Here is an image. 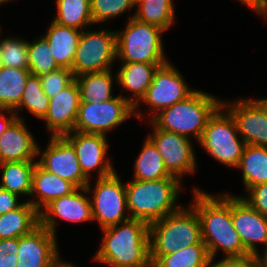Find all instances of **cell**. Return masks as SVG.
Masks as SVG:
<instances>
[{
	"mask_svg": "<svg viewBox=\"0 0 267 267\" xmlns=\"http://www.w3.org/2000/svg\"><path fill=\"white\" fill-rule=\"evenodd\" d=\"M236 169L243 173L246 192L251 187L267 183V147L246 145Z\"/></svg>",
	"mask_w": 267,
	"mask_h": 267,
	"instance_id": "26",
	"label": "cell"
},
{
	"mask_svg": "<svg viewBox=\"0 0 267 267\" xmlns=\"http://www.w3.org/2000/svg\"><path fill=\"white\" fill-rule=\"evenodd\" d=\"M102 231L94 261L109 267H152L148 223L130 218Z\"/></svg>",
	"mask_w": 267,
	"mask_h": 267,
	"instance_id": "2",
	"label": "cell"
},
{
	"mask_svg": "<svg viewBox=\"0 0 267 267\" xmlns=\"http://www.w3.org/2000/svg\"><path fill=\"white\" fill-rule=\"evenodd\" d=\"M36 163L37 160L0 163L2 169L0 187L18 196L30 197L32 173Z\"/></svg>",
	"mask_w": 267,
	"mask_h": 267,
	"instance_id": "28",
	"label": "cell"
},
{
	"mask_svg": "<svg viewBox=\"0 0 267 267\" xmlns=\"http://www.w3.org/2000/svg\"><path fill=\"white\" fill-rule=\"evenodd\" d=\"M31 42H28L27 57L28 70L32 75L40 76L60 68L52 56L47 40L43 36Z\"/></svg>",
	"mask_w": 267,
	"mask_h": 267,
	"instance_id": "34",
	"label": "cell"
},
{
	"mask_svg": "<svg viewBox=\"0 0 267 267\" xmlns=\"http://www.w3.org/2000/svg\"><path fill=\"white\" fill-rule=\"evenodd\" d=\"M194 90L188 86L179 70L168 61L155 71L152 83L145 96L134 107V116L140 119L143 116V111L139 110L140 103H145L148 106L149 115L152 118L160 110L184 100Z\"/></svg>",
	"mask_w": 267,
	"mask_h": 267,
	"instance_id": "9",
	"label": "cell"
},
{
	"mask_svg": "<svg viewBox=\"0 0 267 267\" xmlns=\"http://www.w3.org/2000/svg\"><path fill=\"white\" fill-rule=\"evenodd\" d=\"M3 67V64H2V58L0 56V69Z\"/></svg>",
	"mask_w": 267,
	"mask_h": 267,
	"instance_id": "48",
	"label": "cell"
},
{
	"mask_svg": "<svg viewBox=\"0 0 267 267\" xmlns=\"http://www.w3.org/2000/svg\"><path fill=\"white\" fill-rule=\"evenodd\" d=\"M148 124L152 125L154 131L147 137L162 156L166 170L180 181L185 174H194L197 170V162L191 138L157 129L150 121Z\"/></svg>",
	"mask_w": 267,
	"mask_h": 267,
	"instance_id": "12",
	"label": "cell"
},
{
	"mask_svg": "<svg viewBox=\"0 0 267 267\" xmlns=\"http://www.w3.org/2000/svg\"><path fill=\"white\" fill-rule=\"evenodd\" d=\"M246 145L267 147V113L255 99L222 101Z\"/></svg>",
	"mask_w": 267,
	"mask_h": 267,
	"instance_id": "17",
	"label": "cell"
},
{
	"mask_svg": "<svg viewBox=\"0 0 267 267\" xmlns=\"http://www.w3.org/2000/svg\"><path fill=\"white\" fill-rule=\"evenodd\" d=\"M76 189L73 183L46 171L36 163L32 173L30 192V196L34 198L28 202L40 212L51 201L69 195Z\"/></svg>",
	"mask_w": 267,
	"mask_h": 267,
	"instance_id": "21",
	"label": "cell"
},
{
	"mask_svg": "<svg viewBox=\"0 0 267 267\" xmlns=\"http://www.w3.org/2000/svg\"><path fill=\"white\" fill-rule=\"evenodd\" d=\"M56 16L53 21L62 26L84 30L93 26L90 0H56Z\"/></svg>",
	"mask_w": 267,
	"mask_h": 267,
	"instance_id": "31",
	"label": "cell"
},
{
	"mask_svg": "<svg viewBox=\"0 0 267 267\" xmlns=\"http://www.w3.org/2000/svg\"><path fill=\"white\" fill-rule=\"evenodd\" d=\"M18 238L0 239V267H16Z\"/></svg>",
	"mask_w": 267,
	"mask_h": 267,
	"instance_id": "40",
	"label": "cell"
},
{
	"mask_svg": "<svg viewBox=\"0 0 267 267\" xmlns=\"http://www.w3.org/2000/svg\"><path fill=\"white\" fill-rule=\"evenodd\" d=\"M28 40L16 37L0 39L2 64L11 68L28 69Z\"/></svg>",
	"mask_w": 267,
	"mask_h": 267,
	"instance_id": "35",
	"label": "cell"
},
{
	"mask_svg": "<svg viewBox=\"0 0 267 267\" xmlns=\"http://www.w3.org/2000/svg\"><path fill=\"white\" fill-rule=\"evenodd\" d=\"M49 100L42 89L40 76L31 74L26 82L20 104L14 110V113L20 119L18 112L27 109L32 115L42 119L48 111Z\"/></svg>",
	"mask_w": 267,
	"mask_h": 267,
	"instance_id": "33",
	"label": "cell"
},
{
	"mask_svg": "<svg viewBox=\"0 0 267 267\" xmlns=\"http://www.w3.org/2000/svg\"><path fill=\"white\" fill-rule=\"evenodd\" d=\"M121 181L116 171L108 177L97 178L90 201L93 220L99 223L101 229L130 219L125 183Z\"/></svg>",
	"mask_w": 267,
	"mask_h": 267,
	"instance_id": "11",
	"label": "cell"
},
{
	"mask_svg": "<svg viewBox=\"0 0 267 267\" xmlns=\"http://www.w3.org/2000/svg\"><path fill=\"white\" fill-rule=\"evenodd\" d=\"M40 78L42 89L49 99L55 97L75 80L72 70L66 68L44 73Z\"/></svg>",
	"mask_w": 267,
	"mask_h": 267,
	"instance_id": "37",
	"label": "cell"
},
{
	"mask_svg": "<svg viewBox=\"0 0 267 267\" xmlns=\"http://www.w3.org/2000/svg\"><path fill=\"white\" fill-rule=\"evenodd\" d=\"M7 114L9 115L7 116ZM16 119L17 115L14 113V111L7 109H0V136L11 126V124Z\"/></svg>",
	"mask_w": 267,
	"mask_h": 267,
	"instance_id": "43",
	"label": "cell"
},
{
	"mask_svg": "<svg viewBox=\"0 0 267 267\" xmlns=\"http://www.w3.org/2000/svg\"><path fill=\"white\" fill-rule=\"evenodd\" d=\"M244 198L256 211L267 217V183L251 187Z\"/></svg>",
	"mask_w": 267,
	"mask_h": 267,
	"instance_id": "38",
	"label": "cell"
},
{
	"mask_svg": "<svg viewBox=\"0 0 267 267\" xmlns=\"http://www.w3.org/2000/svg\"><path fill=\"white\" fill-rule=\"evenodd\" d=\"M63 136L74 147L81 170L88 180L95 169L98 170V178L108 177L116 171L107 158L109 144L106 135L72 131Z\"/></svg>",
	"mask_w": 267,
	"mask_h": 267,
	"instance_id": "14",
	"label": "cell"
},
{
	"mask_svg": "<svg viewBox=\"0 0 267 267\" xmlns=\"http://www.w3.org/2000/svg\"><path fill=\"white\" fill-rule=\"evenodd\" d=\"M150 256H163L202 241L199 217L192 206L149 224Z\"/></svg>",
	"mask_w": 267,
	"mask_h": 267,
	"instance_id": "5",
	"label": "cell"
},
{
	"mask_svg": "<svg viewBox=\"0 0 267 267\" xmlns=\"http://www.w3.org/2000/svg\"><path fill=\"white\" fill-rule=\"evenodd\" d=\"M18 200V195L0 187V215L18 208L22 204Z\"/></svg>",
	"mask_w": 267,
	"mask_h": 267,
	"instance_id": "41",
	"label": "cell"
},
{
	"mask_svg": "<svg viewBox=\"0 0 267 267\" xmlns=\"http://www.w3.org/2000/svg\"><path fill=\"white\" fill-rule=\"evenodd\" d=\"M40 225L39 211L28 201L0 215V239L19 238Z\"/></svg>",
	"mask_w": 267,
	"mask_h": 267,
	"instance_id": "24",
	"label": "cell"
},
{
	"mask_svg": "<svg viewBox=\"0 0 267 267\" xmlns=\"http://www.w3.org/2000/svg\"><path fill=\"white\" fill-rule=\"evenodd\" d=\"M134 115V107L121 93L99 103H80L73 131L106 135Z\"/></svg>",
	"mask_w": 267,
	"mask_h": 267,
	"instance_id": "10",
	"label": "cell"
},
{
	"mask_svg": "<svg viewBox=\"0 0 267 267\" xmlns=\"http://www.w3.org/2000/svg\"><path fill=\"white\" fill-rule=\"evenodd\" d=\"M142 149L134 163L135 180H160L163 178H176L164 167L163 158L154 143L147 137Z\"/></svg>",
	"mask_w": 267,
	"mask_h": 267,
	"instance_id": "29",
	"label": "cell"
},
{
	"mask_svg": "<svg viewBox=\"0 0 267 267\" xmlns=\"http://www.w3.org/2000/svg\"><path fill=\"white\" fill-rule=\"evenodd\" d=\"M116 60V31L82 30L71 70L74 77L108 71Z\"/></svg>",
	"mask_w": 267,
	"mask_h": 267,
	"instance_id": "8",
	"label": "cell"
},
{
	"mask_svg": "<svg viewBox=\"0 0 267 267\" xmlns=\"http://www.w3.org/2000/svg\"><path fill=\"white\" fill-rule=\"evenodd\" d=\"M257 256L259 267H267V249Z\"/></svg>",
	"mask_w": 267,
	"mask_h": 267,
	"instance_id": "44",
	"label": "cell"
},
{
	"mask_svg": "<svg viewBox=\"0 0 267 267\" xmlns=\"http://www.w3.org/2000/svg\"><path fill=\"white\" fill-rule=\"evenodd\" d=\"M93 23L100 24L136 8V0H90Z\"/></svg>",
	"mask_w": 267,
	"mask_h": 267,
	"instance_id": "36",
	"label": "cell"
},
{
	"mask_svg": "<svg viewBox=\"0 0 267 267\" xmlns=\"http://www.w3.org/2000/svg\"><path fill=\"white\" fill-rule=\"evenodd\" d=\"M181 183L178 178L147 181L132 179L126 183L127 211L130 218L151 224L177 211L181 207V204L177 205L182 190Z\"/></svg>",
	"mask_w": 267,
	"mask_h": 267,
	"instance_id": "3",
	"label": "cell"
},
{
	"mask_svg": "<svg viewBox=\"0 0 267 267\" xmlns=\"http://www.w3.org/2000/svg\"><path fill=\"white\" fill-rule=\"evenodd\" d=\"M56 235L39 225L18 238L16 267H58L60 259Z\"/></svg>",
	"mask_w": 267,
	"mask_h": 267,
	"instance_id": "16",
	"label": "cell"
},
{
	"mask_svg": "<svg viewBox=\"0 0 267 267\" xmlns=\"http://www.w3.org/2000/svg\"><path fill=\"white\" fill-rule=\"evenodd\" d=\"M222 105V100L201 90H194L188 97L160 110L149 119L157 129L191 137L200 141L208 119Z\"/></svg>",
	"mask_w": 267,
	"mask_h": 267,
	"instance_id": "4",
	"label": "cell"
},
{
	"mask_svg": "<svg viewBox=\"0 0 267 267\" xmlns=\"http://www.w3.org/2000/svg\"><path fill=\"white\" fill-rule=\"evenodd\" d=\"M206 244H194L163 256H150L152 267H206L209 260Z\"/></svg>",
	"mask_w": 267,
	"mask_h": 267,
	"instance_id": "32",
	"label": "cell"
},
{
	"mask_svg": "<svg viewBox=\"0 0 267 267\" xmlns=\"http://www.w3.org/2000/svg\"><path fill=\"white\" fill-rule=\"evenodd\" d=\"M238 134L234 118L221 105L208 119L198 144L216 161L236 168L246 146Z\"/></svg>",
	"mask_w": 267,
	"mask_h": 267,
	"instance_id": "7",
	"label": "cell"
},
{
	"mask_svg": "<svg viewBox=\"0 0 267 267\" xmlns=\"http://www.w3.org/2000/svg\"><path fill=\"white\" fill-rule=\"evenodd\" d=\"M82 30L62 26L54 21L43 37L47 40L51 53L60 68L71 70Z\"/></svg>",
	"mask_w": 267,
	"mask_h": 267,
	"instance_id": "23",
	"label": "cell"
},
{
	"mask_svg": "<svg viewBox=\"0 0 267 267\" xmlns=\"http://www.w3.org/2000/svg\"><path fill=\"white\" fill-rule=\"evenodd\" d=\"M136 10L134 18L155 25L165 32L175 22L173 0H136Z\"/></svg>",
	"mask_w": 267,
	"mask_h": 267,
	"instance_id": "30",
	"label": "cell"
},
{
	"mask_svg": "<svg viewBox=\"0 0 267 267\" xmlns=\"http://www.w3.org/2000/svg\"><path fill=\"white\" fill-rule=\"evenodd\" d=\"M232 222L249 255L257 257L260 254L257 244L264 246L263 251L267 249V217L240 195H232Z\"/></svg>",
	"mask_w": 267,
	"mask_h": 267,
	"instance_id": "18",
	"label": "cell"
},
{
	"mask_svg": "<svg viewBox=\"0 0 267 267\" xmlns=\"http://www.w3.org/2000/svg\"><path fill=\"white\" fill-rule=\"evenodd\" d=\"M49 138L44 151L40 150L41 146L38 144L37 163L46 171L73 183L77 188L86 187L89 180L81 170L72 144L64 136H50Z\"/></svg>",
	"mask_w": 267,
	"mask_h": 267,
	"instance_id": "13",
	"label": "cell"
},
{
	"mask_svg": "<svg viewBox=\"0 0 267 267\" xmlns=\"http://www.w3.org/2000/svg\"><path fill=\"white\" fill-rule=\"evenodd\" d=\"M243 5L249 7L259 16L267 18V0H237Z\"/></svg>",
	"mask_w": 267,
	"mask_h": 267,
	"instance_id": "42",
	"label": "cell"
},
{
	"mask_svg": "<svg viewBox=\"0 0 267 267\" xmlns=\"http://www.w3.org/2000/svg\"><path fill=\"white\" fill-rule=\"evenodd\" d=\"M215 257L210 256L207 267H259L258 258L251 255L246 256H227L218 262Z\"/></svg>",
	"mask_w": 267,
	"mask_h": 267,
	"instance_id": "39",
	"label": "cell"
},
{
	"mask_svg": "<svg viewBox=\"0 0 267 267\" xmlns=\"http://www.w3.org/2000/svg\"><path fill=\"white\" fill-rule=\"evenodd\" d=\"M121 63L118 72H116L117 85L130 91L132 96H125V99L135 107L145 96L157 68L165 63Z\"/></svg>",
	"mask_w": 267,
	"mask_h": 267,
	"instance_id": "22",
	"label": "cell"
},
{
	"mask_svg": "<svg viewBox=\"0 0 267 267\" xmlns=\"http://www.w3.org/2000/svg\"><path fill=\"white\" fill-rule=\"evenodd\" d=\"M192 192L194 200L190 205L199 217L202 241L209 256L215 257L219 250L224 257L249 255L232 222V195L208 194L198 187Z\"/></svg>",
	"mask_w": 267,
	"mask_h": 267,
	"instance_id": "1",
	"label": "cell"
},
{
	"mask_svg": "<svg viewBox=\"0 0 267 267\" xmlns=\"http://www.w3.org/2000/svg\"><path fill=\"white\" fill-rule=\"evenodd\" d=\"M9 1H12V0H0V4L6 3V2H9Z\"/></svg>",
	"mask_w": 267,
	"mask_h": 267,
	"instance_id": "47",
	"label": "cell"
},
{
	"mask_svg": "<svg viewBox=\"0 0 267 267\" xmlns=\"http://www.w3.org/2000/svg\"><path fill=\"white\" fill-rule=\"evenodd\" d=\"M58 267H77V266L73 265V263L71 262L68 261L66 262L64 260H61L58 264Z\"/></svg>",
	"mask_w": 267,
	"mask_h": 267,
	"instance_id": "46",
	"label": "cell"
},
{
	"mask_svg": "<svg viewBox=\"0 0 267 267\" xmlns=\"http://www.w3.org/2000/svg\"><path fill=\"white\" fill-rule=\"evenodd\" d=\"M80 102V89L76 80L50 98L48 111L41 120H45L46 130L51 132V136H63L74 130Z\"/></svg>",
	"mask_w": 267,
	"mask_h": 267,
	"instance_id": "19",
	"label": "cell"
},
{
	"mask_svg": "<svg viewBox=\"0 0 267 267\" xmlns=\"http://www.w3.org/2000/svg\"><path fill=\"white\" fill-rule=\"evenodd\" d=\"M30 75L28 69L6 66L0 69V109L14 111L19 106Z\"/></svg>",
	"mask_w": 267,
	"mask_h": 267,
	"instance_id": "27",
	"label": "cell"
},
{
	"mask_svg": "<svg viewBox=\"0 0 267 267\" xmlns=\"http://www.w3.org/2000/svg\"><path fill=\"white\" fill-rule=\"evenodd\" d=\"M113 71L84 73L75 77L80 89V103H99L114 98L113 79L117 84V75L113 76ZM115 77V78H114Z\"/></svg>",
	"mask_w": 267,
	"mask_h": 267,
	"instance_id": "25",
	"label": "cell"
},
{
	"mask_svg": "<svg viewBox=\"0 0 267 267\" xmlns=\"http://www.w3.org/2000/svg\"><path fill=\"white\" fill-rule=\"evenodd\" d=\"M267 113V98L255 99Z\"/></svg>",
	"mask_w": 267,
	"mask_h": 267,
	"instance_id": "45",
	"label": "cell"
},
{
	"mask_svg": "<svg viewBox=\"0 0 267 267\" xmlns=\"http://www.w3.org/2000/svg\"><path fill=\"white\" fill-rule=\"evenodd\" d=\"M25 119H16L0 136V163L16 161H35L38 144Z\"/></svg>",
	"mask_w": 267,
	"mask_h": 267,
	"instance_id": "20",
	"label": "cell"
},
{
	"mask_svg": "<svg viewBox=\"0 0 267 267\" xmlns=\"http://www.w3.org/2000/svg\"><path fill=\"white\" fill-rule=\"evenodd\" d=\"M90 182H88L86 187L77 188L71 194L59 197L46 205L39 212L40 225L56 235V220H58L56 218L66 220L67 222L70 221L71 223L92 222L91 201L90 197L87 196V193L92 191Z\"/></svg>",
	"mask_w": 267,
	"mask_h": 267,
	"instance_id": "15",
	"label": "cell"
},
{
	"mask_svg": "<svg viewBox=\"0 0 267 267\" xmlns=\"http://www.w3.org/2000/svg\"><path fill=\"white\" fill-rule=\"evenodd\" d=\"M124 30L116 31L117 60L128 63H166L164 30L129 16Z\"/></svg>",
	"mask_w": 267,
	"mask_h": 267,
	"instance_id": "6",
	"label": "cell"
}]
</instances>
